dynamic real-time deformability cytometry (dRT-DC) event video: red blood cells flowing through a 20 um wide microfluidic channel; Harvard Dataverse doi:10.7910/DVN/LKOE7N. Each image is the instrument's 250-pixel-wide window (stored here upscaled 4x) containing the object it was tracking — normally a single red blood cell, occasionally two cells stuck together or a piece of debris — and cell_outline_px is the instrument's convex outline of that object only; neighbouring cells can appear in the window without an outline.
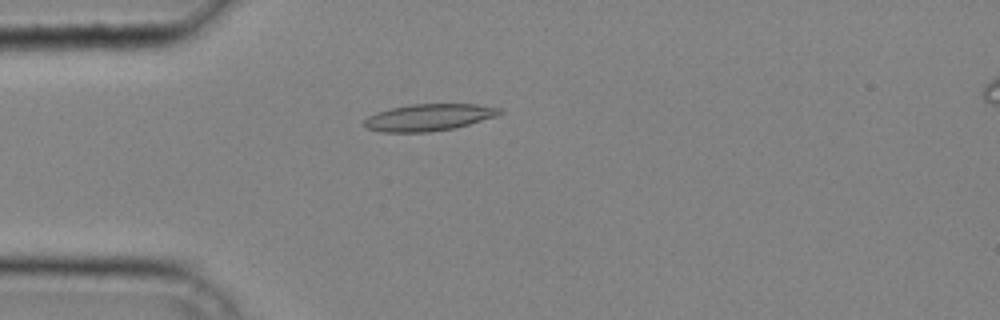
{"species": "common noctule bat (a hibernating species)", "species_latin": "Nyctalus noctula", "temperature_condition": "cold", "stored_images_in_passage": 38, "camera_frame_rate_fps": 3000, "um_per_image_px": 0.085, "animal": {"sex": "male", "body_mass_g": 20.4}, "frame": {"image": 1, "passage_image": 11, "time_ms": 3.333, "image_size_px": [1000, 320], "cell_outline_px": [[504, 112], [496, 116], [468, 124], [452, 128], [428, 132], [380, 132], [364, 128], [364, 120], [368, 116], [376, 112], [392, 108], [412, 104], [476, 104], [500, 108]], "centroid_in_image_um": [36.41, 9.98], "position_along_channel_um": 48.6, "area_um2": 21.1}}
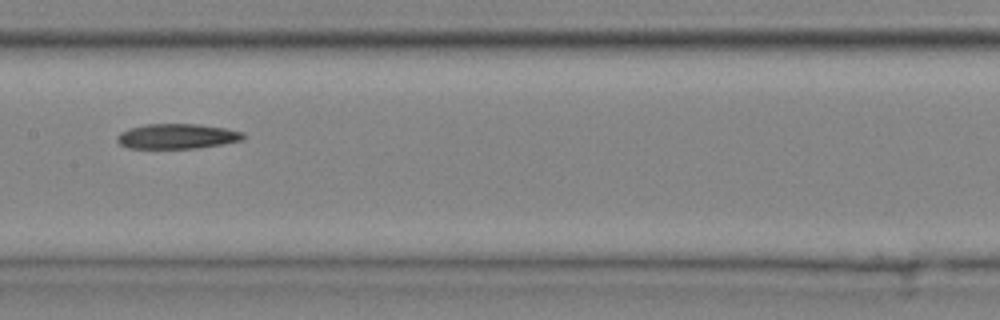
{"frame": {"image": 2, "passage_image": 21, "time_ms": 6.667, "image_size_px": [1000, 320], "cell_outline_px": [[244, 140], [196, 148], [128, 148], [120, 144], [116, 140], [120, 132], [128, 128], [144, 124], [200, 124], [224, 128], [244, 132]], "centroid_in_image_um": [15.03, 11.57], "position_along_channel_um": 192.4, "area_um2": 18.38}}
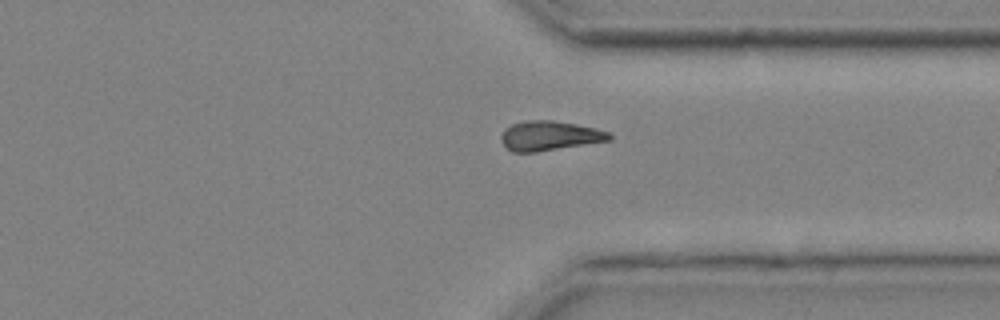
{"frame": {"image": 3, "passage_image": 32, "time_ms": 10.333, "image_size_px": [1000, 320], "cell_outline_px": [[612, 140], [536, 152], [512, 152], [500, 140], [500, 136], [504, 128], [512, 124], [528, 120], [552, 120], [576, 124], [596, 128], [608, 132], [612, 136]], "centroid_in_image_um": [46.7, 11.54], "position_along_channel_um": 364.7, "area_um2": 18.67}}